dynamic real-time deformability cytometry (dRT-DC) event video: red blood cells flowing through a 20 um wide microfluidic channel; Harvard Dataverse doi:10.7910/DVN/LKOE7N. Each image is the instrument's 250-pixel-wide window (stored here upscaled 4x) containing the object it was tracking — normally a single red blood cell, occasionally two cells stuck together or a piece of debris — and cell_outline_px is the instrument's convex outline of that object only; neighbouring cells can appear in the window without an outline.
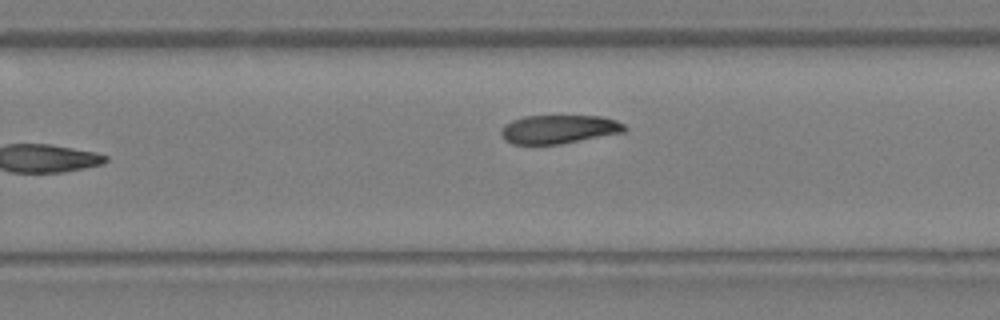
{"species": "Egyptian fruit bat (a non-hibernating species)", "species_latin": "Rousettus aegyptiacus", "temperature_condition": "warm", "stored_images_in_passage": 16, "camera_frame_rate_fps": 3000, "um_per_image_px": 0.085, "animal": {"sex": "female"}, "frame": {"image": 1, "passage_image": 16, "time_ms": 5.0, "image_size_px": [1000, 320], "cell_outline_px": [[628, 128], [624, 132], [560, 144], [512, 144], [504, 140], [500, 132], [504, 124], [512, 120], [524, 116], [600, 116], [616, 120], [624, 124]], "centroid_in_image_um": [47.49, 10.98], "position_along_channel_um": 282.3, "area_um2": 20.63}}